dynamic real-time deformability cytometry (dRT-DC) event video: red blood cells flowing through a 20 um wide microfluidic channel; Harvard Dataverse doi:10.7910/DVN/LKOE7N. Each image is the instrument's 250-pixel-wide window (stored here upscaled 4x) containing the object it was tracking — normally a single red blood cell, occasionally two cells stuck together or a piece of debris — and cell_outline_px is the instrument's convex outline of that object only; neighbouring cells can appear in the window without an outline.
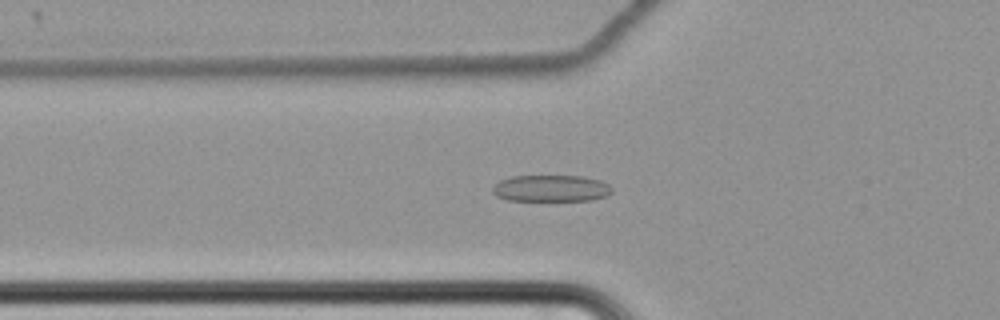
{"species": "common noctule bat (a hibernating species)", "species_latin": "Nyctalus noctula", "temperature_condition": "cold", "stored_images_in_passage": 51, "camera_frame_rate_fps": 3000, "um_per_image_px": 0.085, "animal": {"sex": "female", "body_mass_g": 22.7, "forearm_length_mm": 54.2}, "frame": {"image": 1, "passage_image": 12, "time_ms": 3.667, "image_size_px": [1000, 320], "cell_outline_px": [[612, 192], [608, 196], [592, 200], [508, 200], [496, 196], [492, 192], [492, 188], [500, 180], [512, 176], [580, 176], [600, 180], [608, 184], [612, 188]], "centroid_in_image_um": [46.85, 16.01], "position_along_channel_um": 78.9, "area_um2": 18.5}}
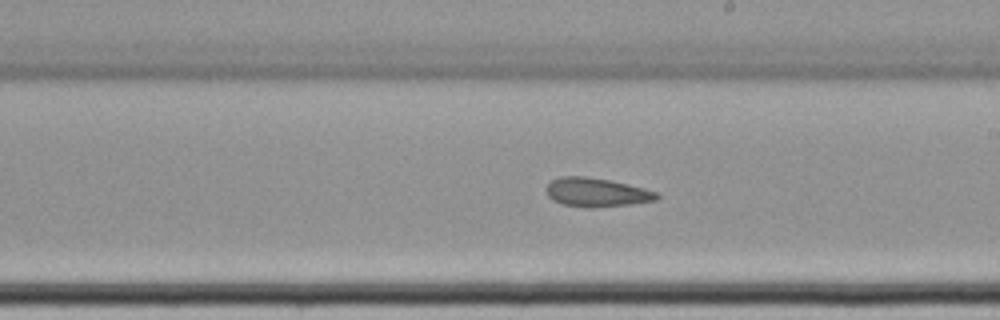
{"frame": {"image": 2, "passage_image": 26, "time_ms": 8.333, "image_size_px": [1000, 320], "cell_outline_px": [[660, 196], [656, 200], [628, 204], [592, 208], [588, 208], [564, 204], [552, 200], [548, 196], [544, 188], [552, 180], [560, 176], [584, 176], [608, 180], [628, 184], [644, 188], [656, 192]], "centroid_in_image_um": [50.66, 16.35], "position_along_channel_um": 238.3, "area_um2": 18.5}}
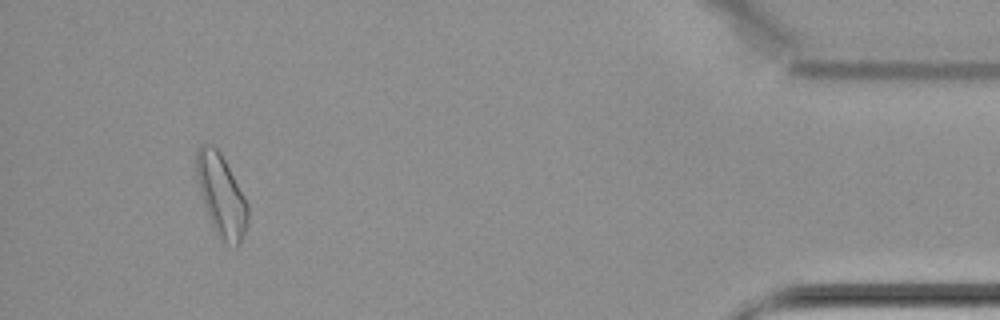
{"frame": {"image": 3, "passage_image": 47, "time_ms": 15.333, "image_size_px": [1000, 320], "cell_outline_px": [[248, 220], [240, 244], [236, 248], [220, 240], [212, 224], [200, 192], [196, 176], [196, 148], [200, 144], [212, 144], [220, 152], [244, 196], [248, 204]], "centroid_in_image_um": [18.81, 16.6], "position_along_channel_um": 416.4, "area_um2": 24.28}, "authors_computed_cell_mechanics": {"area_um2": 19.5942, "velocity_mm_per_s": 3.4356, "shape_relaxation_time_tau1_ms": null, "shape_relaxation_time_tau2_ms": 3.654, "deformation_change_tau1": null, "deformation_change_tau2": 0.1131}}